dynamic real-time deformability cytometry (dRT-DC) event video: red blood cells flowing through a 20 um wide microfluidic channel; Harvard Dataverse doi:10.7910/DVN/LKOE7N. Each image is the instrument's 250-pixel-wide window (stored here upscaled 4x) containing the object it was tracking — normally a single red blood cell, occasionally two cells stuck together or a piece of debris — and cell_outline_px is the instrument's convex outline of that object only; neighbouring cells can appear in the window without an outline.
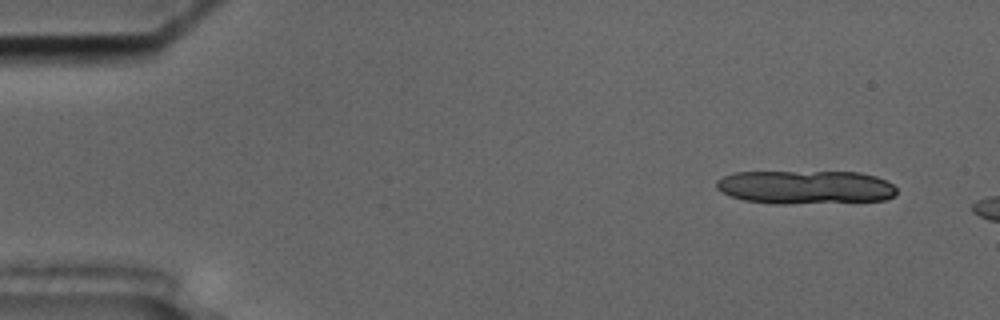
{"species": "common noctule bat (a hibernating species)", "species_latin": "Nyctalus noctula", "temperature_condition": "cold", "stored_images_in_passage": 8, "camera_frame_rate_fps": 3000, "um_per_image_px": 0.085, "animal": {"sex": "male", "body_mass_g": 17.5, "forearm_length_mm": 52.3}, "frame": {"image": 1, "passage_image": 3, "time_ms": 0.667, "image_size_px": [1000, 320], "cell_outline_px": [[896, 196], [884, 200], [788, 204], [772, 204], [744, 200], [732, 196], [716, 188], [716, 180], [724, 176], [736, 172], [860, 172], [876, 176], [892, 184], [896, 188]], "centroid_in_image_um": [68.47, 15.91], "position_along_channel_um": 16.5, "area_um2": 35.32}}